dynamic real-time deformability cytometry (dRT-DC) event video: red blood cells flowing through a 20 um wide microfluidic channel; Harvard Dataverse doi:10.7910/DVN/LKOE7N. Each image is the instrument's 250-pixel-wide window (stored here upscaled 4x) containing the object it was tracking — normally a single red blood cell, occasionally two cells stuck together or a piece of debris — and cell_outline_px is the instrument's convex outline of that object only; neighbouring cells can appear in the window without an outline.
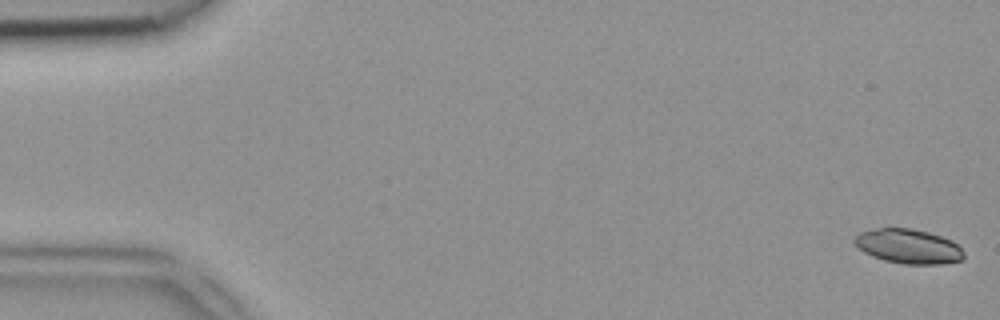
{"species": "common noctule bat (a hibernating species)", "species_latin": "Nyctalus noctula", "temperature_condition": "room temperature", "stored_images_in_passage": 48, "camera_frame_rate_fps": 3000, "um_per_image_px": 0.085, "animal": {"sex": "female", "body_mass_g": 18.4}, "frame": {"image": 1, "passage_image": 1, "time_ms": 0.0, "image_size_px": [1000, 320], "cell_outline_px": [[964, 260], [940, 264], [904, 264], [884, 260], [872, 256], [864, 252], [852, 240], [860, 232], [880, 228], [912, 228], [928, 232], [952, 240], [964, 252]], "centroid_in_image_um": [77.23, 20.94], "position_along_channel_um": 7.8, "area_um2": 21.91}}
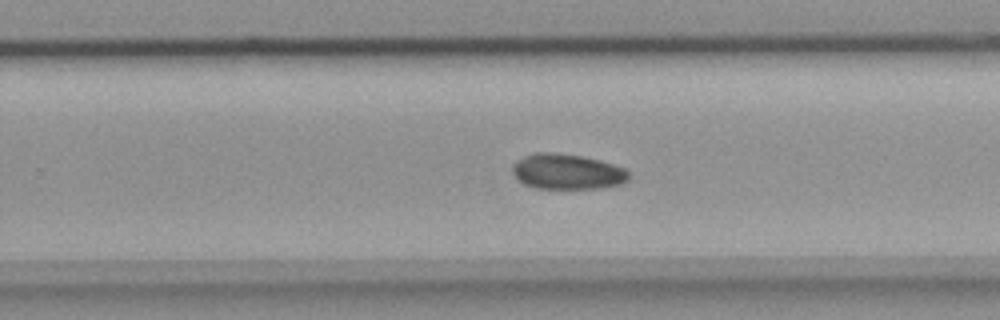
{"frame": {"image": 2, "passage_image": 31, "time_ms": 10.0, "image_size_px": [1000, 320], "cell_outline_px": [[628, 180], [620, 184], [596, 188], [536, 188], [524, 184], [512, 172], [512, 168], [524, 156], [532, 152], [552, 152], [584, 156], [600, 160], [624, 168], [628, 172]], "centroid_in_image_um": [48.21, 14.58], "position_along_channel_um": 281.6, "area_um2": 23.7}}
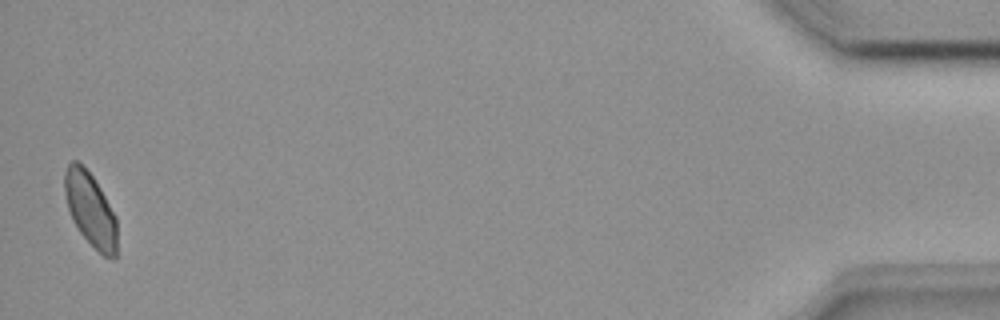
{"frame": {"image": 3, "passage_image": 48, "time_ms": 15.667, "image_size_px": [1000, 320], "cell_outline_px": [[116, 256], [104, 256], [80, 232], [72, 220], [68, 208], [64, 188], [64, 172], [68, 164], [72, 160], [80, 160], [92, 176], [100, 188], [116, 216]], "centroid_in_image_um": [7.66, 17.73], "position_along_channel_um": 427.5, "area_um2": 22.25}}